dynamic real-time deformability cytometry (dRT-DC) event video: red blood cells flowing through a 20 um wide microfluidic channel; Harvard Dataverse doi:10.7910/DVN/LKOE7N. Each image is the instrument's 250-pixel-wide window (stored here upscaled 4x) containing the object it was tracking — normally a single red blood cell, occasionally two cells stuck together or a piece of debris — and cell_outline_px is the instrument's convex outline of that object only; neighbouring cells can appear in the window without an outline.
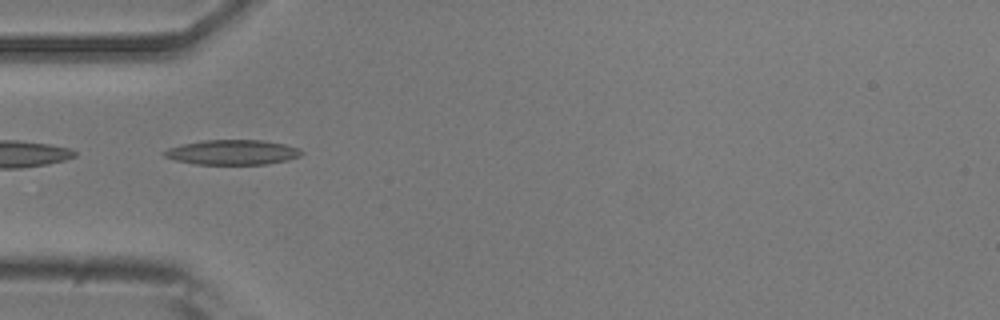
{"species": "common noctule bat (a hibernating species)", "species_latin": "Nyctalus noctula", "temperature_condition": "room temperature", "stored_images_in_passage": 38, "camera_frame_rate_fps": 3000, "um_per_image_px": 0.085, "animal": {"sex": "male", "body_mass_g": 20.5, "forearm_length_mm": 52.5}, "frame": {"image": 1, "passage_image": 1, "time_ms": 0.0, "image_size_px": [1000, 320], "cell_outline_px": [[304, 152], [300, 156], [288, 160], [268, 164], [196, 164], [176, 160], [164, 156], [160, 152], [168, 148], [184, 144], [204, 140], [264, 140], [284, 144], [296, 148]], "centroid_in_image_um": [19.75, 12.94], "position_along_channel_um": 65.2, "area_um2": 19.83}, "authors_computed_cell_mechanics": {"area_um2": 17.9469, "velocity_mm_per_s": 3.7235, "shape_relaxation_time_tau1_ms": 11.1908, "shape_relaxation_time_tau2_ms": 8.5928, "deformation_change_tau1": 0.2463, "deformation_change_tau2": 0.2085}}